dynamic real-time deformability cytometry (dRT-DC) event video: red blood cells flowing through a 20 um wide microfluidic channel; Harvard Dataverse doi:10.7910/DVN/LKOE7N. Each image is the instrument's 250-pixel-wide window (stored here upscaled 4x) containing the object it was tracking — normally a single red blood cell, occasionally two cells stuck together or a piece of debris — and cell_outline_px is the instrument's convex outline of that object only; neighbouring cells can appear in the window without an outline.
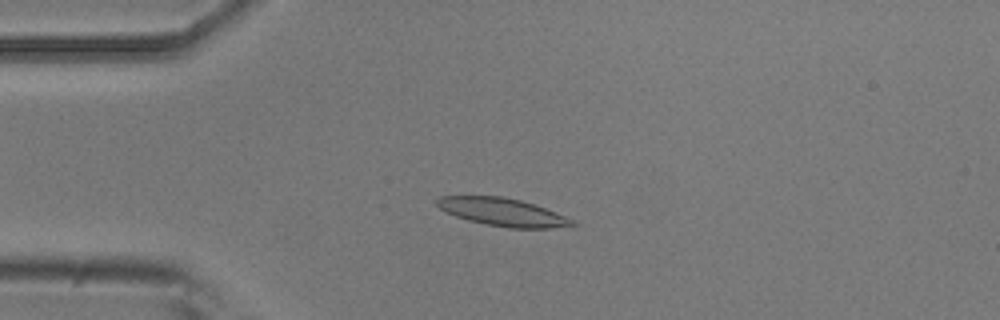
{"species": "common noctule bat (a hibernating species)", "species_latin": "Nyctalus noctula", "temperature_condition": "room temperature", "stored_images_in_passage": 6, "camera_frame_rate_fps": 3000, "um_per_image_px": 0.085, "animal": {"sex": "male", "body_mass_g": 20.5, "forearm_length_mm": 52.5}, "frame": {"image": 1, "passage_image": 4, "time_ms": 1.0, "image_size_px": [1000, 320], "cell_outline_px": [[580, 224], [572, 228], [508, 228], [484, 224], [468, 220], [456, 216], [440, 208], [436, 204], [436, 200], [440, 196], [504, 196], [536, 204], [576, 220]], "centroid_in_image_um": [42.86, 18.04], "position_along_channel_um": 42.1, "area_um2": 22.43}}
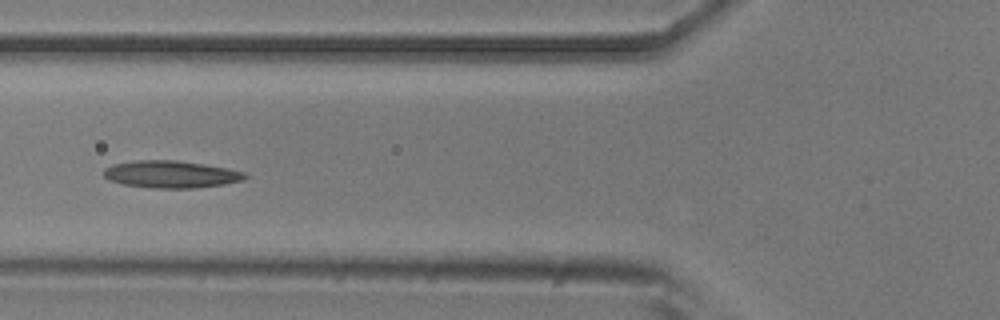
{"frame": {"image": 2, "passage_image": 6, "time_ms": 1.667, "image_size_px": [1000, 320], "cell_outline_px": [[248, 176], [244, 180], [196, 188], [152, 188], [124, 184], [108, 180], [104, 176], [104, 168], [112, 164], [136, 160], [176, 160], [204, 164], [244, 172]], "centroid_in_image_um": [14.49, 14.81], "position_along_channel_um": 111.3, "area_um2": 22.25}}